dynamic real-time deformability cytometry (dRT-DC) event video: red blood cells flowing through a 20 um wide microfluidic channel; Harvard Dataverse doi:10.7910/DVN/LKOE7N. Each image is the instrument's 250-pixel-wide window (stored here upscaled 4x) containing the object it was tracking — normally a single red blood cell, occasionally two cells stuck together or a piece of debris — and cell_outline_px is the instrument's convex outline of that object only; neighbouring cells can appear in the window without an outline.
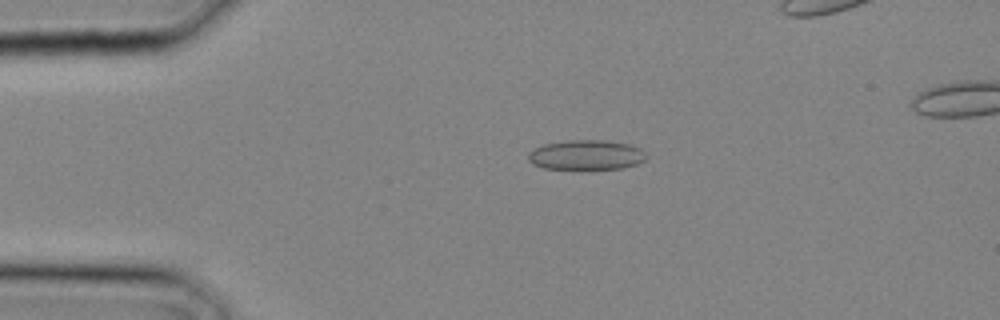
{"species": "common noctule bat (a hibernating species)", "species_latin": "Nyctalus noctula", "temperature_condition": "cold", "stored_images_in_passage": 25, "camera_frame_rate_fps": 3000, "um_per_image_px": 0.085, "animal": {"sex": "male", "body_mass_g": 20.4}, "frame": {"image": 1, "passage_image": 4, "time_ms": 1.0, "image_size_px": [1000, 320], "cell_outline_px": [[648, 156], [644, 160], [636, 164], [624, 168], [544, 168], [532, 164], [528, 160], [528, 152], [544, 144], [568, 140], [604, 140], [632, 144], [640, 148]], "centroid_in_image_um": [49.85, 13.15], "position_along_channel_um": 35.2, "area_um2": 20.4}}
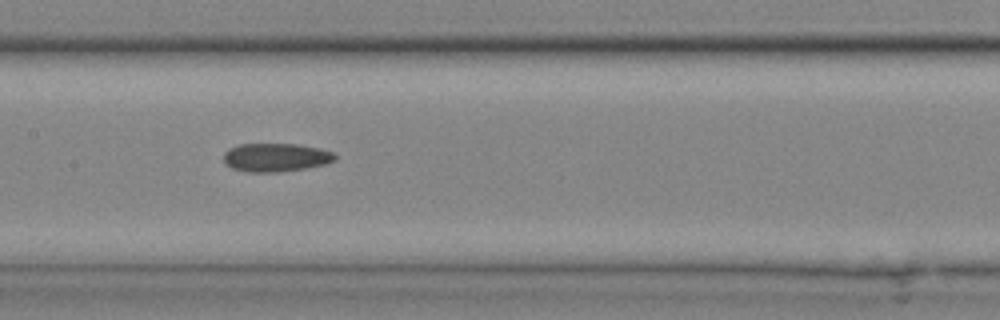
{"frame": {"image": 2, "passage_image": 12, "time_ms": 3.667, "image_size_px": [1000, 320], "cell_outline_px": [[336, 160], [328, 164], [304, 168], [276, 172], [244, 172], [232, 168], [224, 164], [224, 152], [228, 148], [240, 144], [300, 144], [320, 148], [336, 152]], "centroid_in_image_um": [23.46, 13.37], "position_along_channel_um": 183.9, "area_um2": 18.79}}
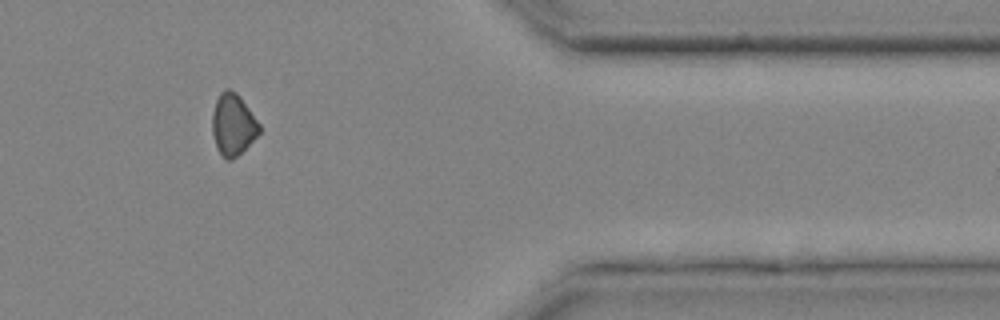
{"frame": {"image": 3, "passage_image": 22, "time_ms": 7.0, "image_size_px": [1000, 320], "cell_outline_px": [[260, 132], [232, 160], [228, 160], [216, 148], [212, 132], [212, 112], [216, 100], [220, 92], [224, 88], [228, 88], [236, 92], [240, 96], [260, 124]], "centroid_in_image_um": [19.78, 10.54], "position_along_channel_um": 391.6, "area_um2": 16.76}}